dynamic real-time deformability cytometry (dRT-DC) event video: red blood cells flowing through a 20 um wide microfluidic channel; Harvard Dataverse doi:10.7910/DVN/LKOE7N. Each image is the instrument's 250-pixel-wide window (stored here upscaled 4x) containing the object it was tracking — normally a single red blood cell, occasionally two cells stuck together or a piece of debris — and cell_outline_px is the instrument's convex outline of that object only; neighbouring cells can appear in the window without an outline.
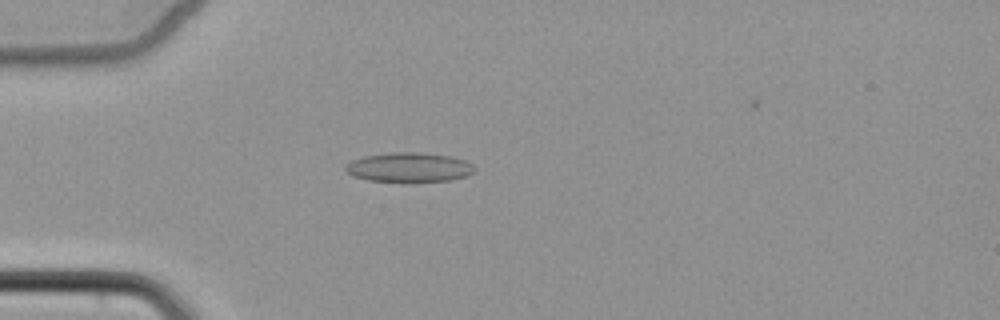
{"species": "common noctule bat (a hibernating species)", "species_latin": "Nyctalus noctula", "temperature_condition": "cold", "stored_images_in_passage": 3, "camera_frame_rate_fps": 3000, "um_per_image_px": 0.085, "animal": {"sex": "female", "body_mass_g": 22.7, "forearm_length_mm": 54.2}, "frame": {"image": 1, "passage_image": 1, "time_ms": 0.0, "image_size_px": [1000, 320], "cell_outline_px": [[476, 168], [468, 176], [452, 180], [400, 184], [368, 180], [352, 176], [344, 168], [352, 160], [364, 156], [392, 152], [420, 152], [452, 156], [464, 160], [472, 164]], "centroid_in_image_um": [34.78, 14.26], "position_along_channel_um": 50.2, "area_um2": 22.95}}